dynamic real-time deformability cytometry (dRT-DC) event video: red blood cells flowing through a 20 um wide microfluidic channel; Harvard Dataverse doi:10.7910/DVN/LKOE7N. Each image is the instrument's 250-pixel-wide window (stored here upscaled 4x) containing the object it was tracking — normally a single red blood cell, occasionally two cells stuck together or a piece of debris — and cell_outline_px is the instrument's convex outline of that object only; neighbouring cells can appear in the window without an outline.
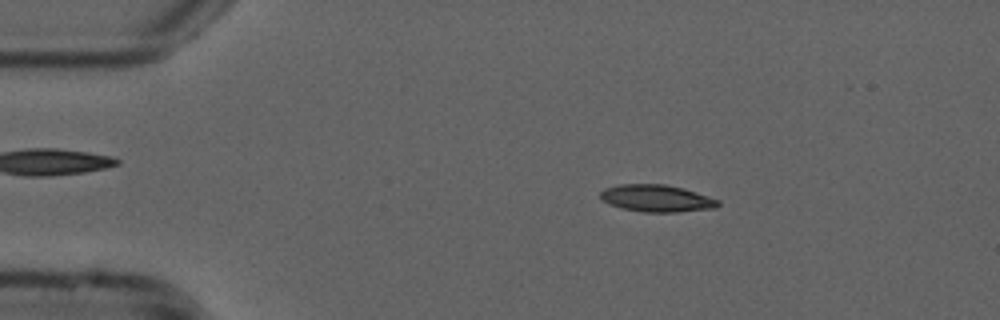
{"species": "common noctule bat (a hibernating species)", "species_latin": "Nyctalus noctula", "temperature_condition": "cold", "stored_images_in_passage": 46, "camera_frame_rate_fps": 3000, "um_per_image_px": 0.085, "animal": {"sex": "male", "forearm_length_mm": 52.5}, "frame": {"image": 1, "passage_image": 2, "time_ms": 0.333, "image_size_px": [1000, 320], "cell_outline_px": [[720, 204], [716, 208], [680, 212], [644, 212], [620, 208], [608, 204], [600, 196], [600, 192], [604, 188], [620, 184], [664, 184], [684, 188], [720, 200]], "centroid_in_image_um": [55.83, 16.86], "position_along_channel_um": 29.2, "area_um2": 18.73}}
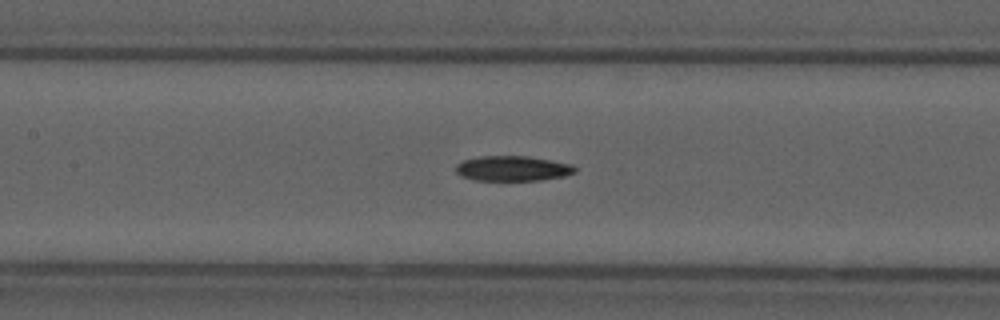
{"frame": {"image": 2, "passage_image": 17, "time_ms": 5.333, "image_size_px": [1000, 320], "cell_outline_px": [[576, 172], [564, 176], [540, 180], [476, 180], [460, 176], [456, 172], [456, 164], [464, 160], [480, 156], [528, 156], [552, 160], [572, 164], [576, 168]], "centroid_in_image_um": [43.58, 14.31], "position_along_channel_um": 163.8, "area_um2": 17.46}}
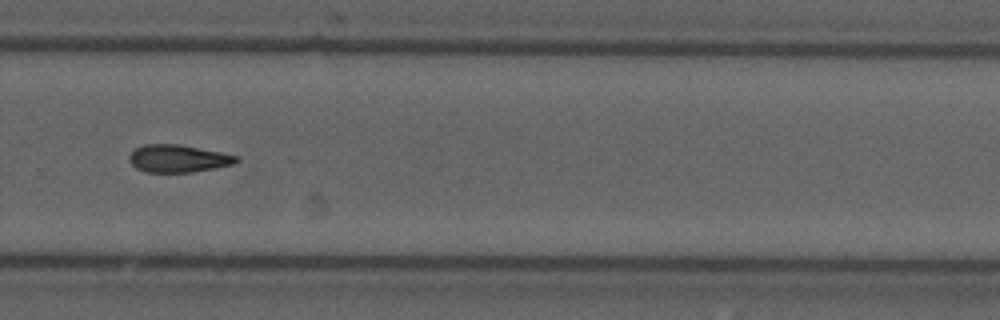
{"frame": {"image": 3, "passage_image": 29, "time_ms": 9.333, "image_size_px": [1000, 320], "cell_outline_px": [[240, 160], [232, 164], [216, 168], [192, 172], [144, 172], [136, 168], [128, 160], [128, 156], [132, 148], [144, 144], [176, 144], [220, 152], [240, 156]], "centroid_in_image_um": [15.1, 13.47], "position_along_channel_um": 314.7, "area_um2": 17.34}, "authors_computed_cell_mechanics": {"area_um2": 17.3689, "velocity_mm_per_s": 3.7925, "shape_relaxation_time_tau1_ms": 10.0341, "shape_relaxation_time_tau2_ms": null, "deformation_change_tau1": 0.1875, "deformation_change_tau2": null}}